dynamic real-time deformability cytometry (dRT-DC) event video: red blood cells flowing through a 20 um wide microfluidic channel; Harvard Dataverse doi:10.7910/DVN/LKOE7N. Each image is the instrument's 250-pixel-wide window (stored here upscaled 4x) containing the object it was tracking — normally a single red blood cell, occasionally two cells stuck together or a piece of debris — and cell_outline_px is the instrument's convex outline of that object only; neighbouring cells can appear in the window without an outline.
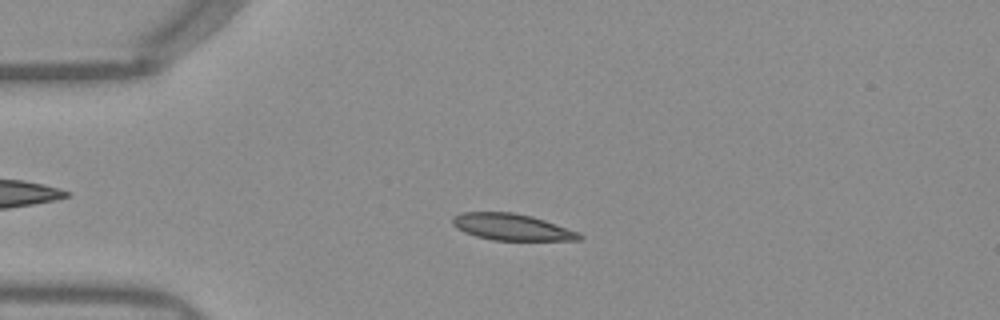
{"species": "Egyptian fruit bat (a non-hibernating species)", "species_latin": "Rousettus aegyptiacus", "temperature_condition": "warm", "stored_images_in_passage": 51, "camera_frame_rate_fps": 3000, "um_per_image_px": 0.085, "frame": {"image": 1, "passage_image": 12, "time_ms": 3.667, "image_size_px": [1000, 320], "cell_outline_px": [[584, 236], [580, 240], [492, 240], [476, 236], [464, 232], [456, 228], [452, 224], [452, 216], [460, 212], [512, 212], [532, 216], [580, 232]], "centroid_in_image_um": [43.49, 19.29], "position_along_channel_um": 41.5, "area_um2": 19.71}}
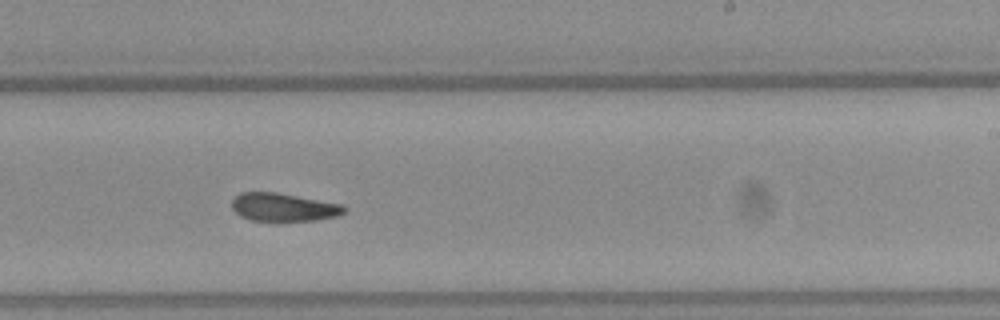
{"frame": {"image": 2, "passage_image": 31, "time_ms": 10.0, "image_size_px": [1000, 320], "cell_outline_px": [[348, 208], [344, 212], [336, 216], [316, 220], [284, 224], [252, 220], [240, 216], [232, 208], [232, 200], [240, 192], [276, 192], [340, 204]], "centroid_in_image_um": [24.08, 17.66], "position_along_channel_um": 264.9, "area_um2": 19.02}}
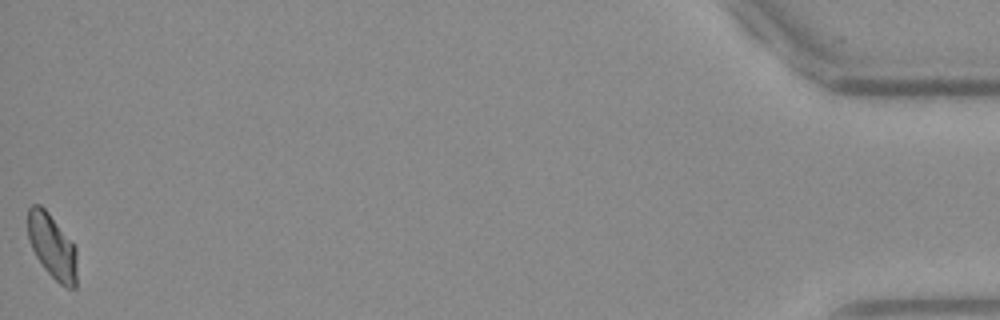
{"frame": {"image": 3, "passage_image": 51, "time_ms": 16.667, "image_size_px": [1000, 320], "cell_outline_px": [[76, 288], [68, 288], [60, 284], [44, 268], [36, 256], [32, 248], [28, 236], [28, 208], [32, 204], [40, 204], [48, 212], [76, 248]], "centroid_in_image_um": [4.43, 20.94], "position_along_channel_um": 430.8, "area_um2": 18.21}, "authors_computed_cell_mechanics": {"area_um2": 19.1896, "velocity_mm_per_s": 3.9432, "shape_relaxation_time_tau1_ms": null, "shape_relaxation_time_tau2_ms": 1.9002, "deformation_change_tau1": null, "deformation_change_tau2": 0.0753}}